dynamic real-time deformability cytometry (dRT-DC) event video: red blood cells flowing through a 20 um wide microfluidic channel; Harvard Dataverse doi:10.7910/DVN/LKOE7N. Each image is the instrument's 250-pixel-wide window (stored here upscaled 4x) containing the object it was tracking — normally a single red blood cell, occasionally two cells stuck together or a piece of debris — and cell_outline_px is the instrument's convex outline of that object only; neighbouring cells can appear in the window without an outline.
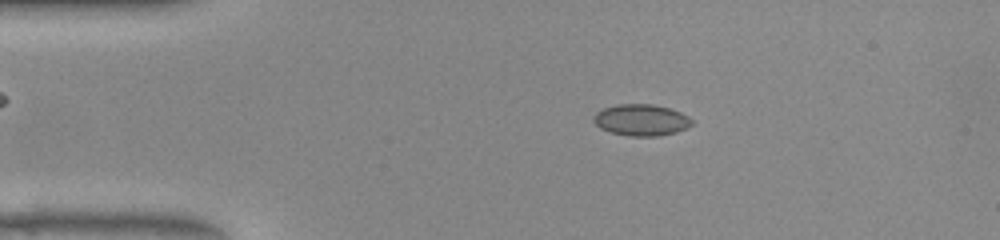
{"species": "common noctule bat (a hibernating species)", "species_latin": "Nyctalus noctula", "temperature_condition": "warm", "stored_images_in_passage": 51, "camera_frame_rate_fps": 3000, "um_per_image_px": 0.085, "animal": {"sex": "female", "body_mass_g": 22.0, "forearm_length_mm": 56.7}, "frame": {"image": 1, "passage_image": 9, "time_ms": 2.667, "image_size_px": [1000, 240], "cell_outline_px": [[692, 124], [688, 128], [676, 132], [656, 136], [632, 136], [612, 132], [600, 128], [592, 120], [592, 116], [596, 112], [604, 108], [616, 104], [652, 104], [668, 108], [680, 112], [688, 116], [692, 120]], "centroid_in_image_um": [54.49, 10.19], "position_along_channel_um": 30.5, "area_um2": 17.98}}
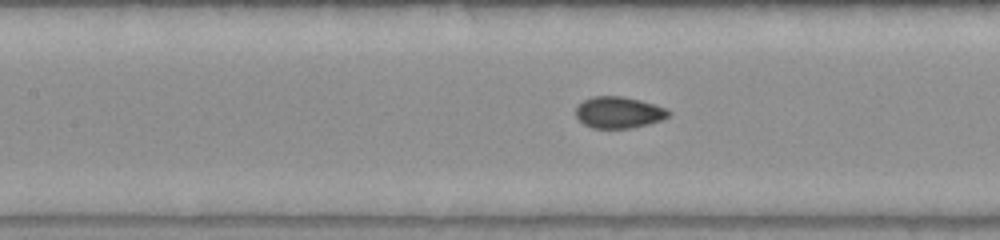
{"frame": {"image": 2, "passage_image": 22, "time_ms": 7.0, "image_size_px": [1000, 240], "cell_outline_px": [[672, 112], [668, 116], [660, 120], [648, 124], [632, 128], [592, 128], [584, 124], [576, 116], [576, 108], [584, 100], [592, 96], [620, 96], [640, 100], [668, 108]], "centroid_in_image_um": [52.61, 9.55], "position_along_channel_um": 154.8, "area_um2": 16.99}}
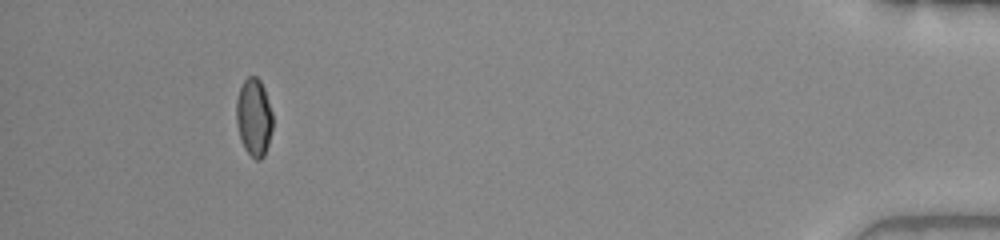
{"frame": {"image": 3, "passage_image": 47, "time_ms": 15.333, "image_size_px": [1000, 240], "cell_outline_px": [[272, 128], [268, 144], [264, 156], [260, 160], [256, 160], [244, 148], [240, 136], [236, 120], [236, 100], [240, 88], [244, 80], [248, 76], [256, 76], [260, 80], [264, 88], [272, 112]], "centroid_in_image_um": [21.58, 9.95], "position_along_channel_um": 413.6, "area_um2": 16.36}}